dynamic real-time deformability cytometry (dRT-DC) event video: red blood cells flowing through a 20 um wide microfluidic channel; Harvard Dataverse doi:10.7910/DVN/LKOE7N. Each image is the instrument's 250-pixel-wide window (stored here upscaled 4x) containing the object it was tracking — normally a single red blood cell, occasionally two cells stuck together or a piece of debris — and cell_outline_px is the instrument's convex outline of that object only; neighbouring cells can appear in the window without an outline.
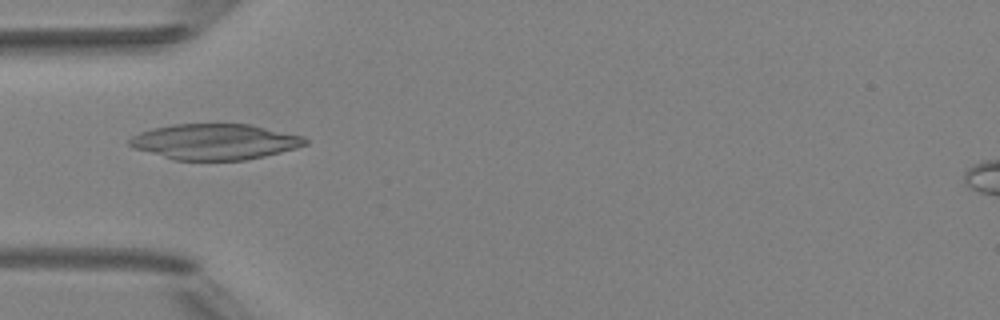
{"species": "Egyptian fruit bat (a non-hibernating species)", "species_latin": "Rousettus aegyptiacus", "temperature_condition": "room temperature", "stored_images_in_passage": 4, "camera_frame_rate_fps": 3000, "um_per_image_px": 0.085, "animal": {"sex": "female"}, "frame": {"image": 1, "passage_image": 3, "time_ms": 3.333, "image_size_px": [1000, 320], "cell_outline_px": [[308, 144], [296, 148], [264, 156], [244, 160], [172, 160], [132, 148], [128, 144], [128, 140], [132, 136], [140, 132], [152, 128], [172, 124], [252, 124], [304, 136], [308, 140]], "centroid_in_image_um": [18.24, 12.04], "position_along_channel_um": 66.8, "area_um2": 36.88}}
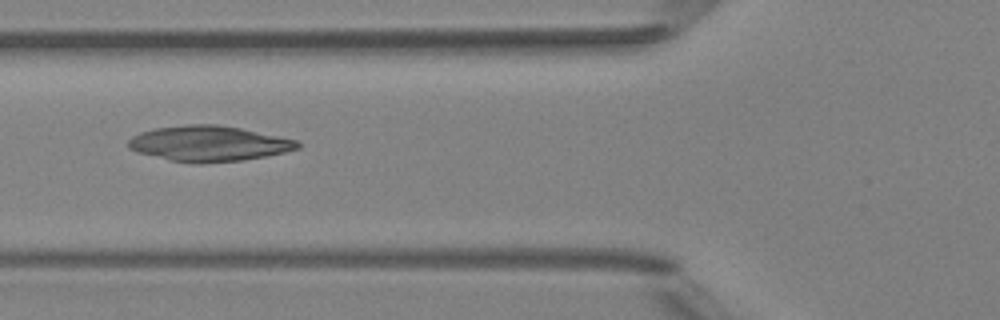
{"frame": {"image": 2, "passage_image": 4, "time_ms": 4.333, "image_size_px": [1000, 320], "cell_outline_px": [[300, 148], [284, 152], [264, 156], [240, 160], [200, 164], [196, 164], [168, 160], [136, 152], [128, 148], [128, 140], [132, 136], [140, 132], [156, 128], [184, 124], [216, 124], [240, 128], [296, 140], [300, 144]], "centroid_in_image_um": [17.69, 12.21], "position_along_channel_um": 108.1, "area_um2": 34.97}}